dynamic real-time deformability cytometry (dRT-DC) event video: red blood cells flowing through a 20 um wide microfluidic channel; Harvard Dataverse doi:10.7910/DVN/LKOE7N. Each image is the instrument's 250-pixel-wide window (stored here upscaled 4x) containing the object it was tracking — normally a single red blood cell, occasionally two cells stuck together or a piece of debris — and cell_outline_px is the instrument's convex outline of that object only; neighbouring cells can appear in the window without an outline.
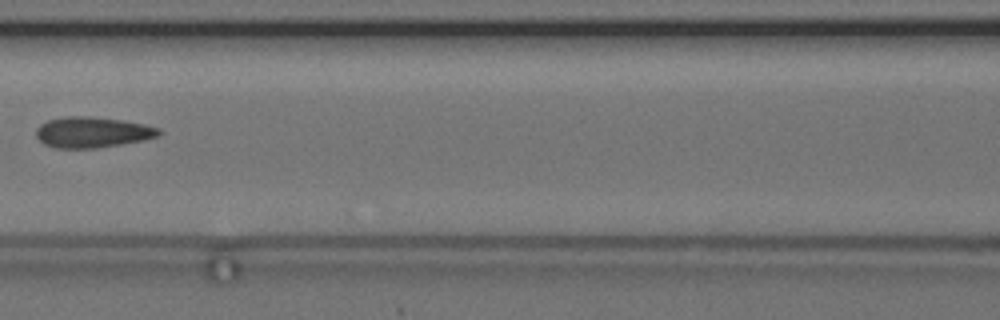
{"species": "common noctule bat (a hibernating species)", "species_latin": "Nyctalus noctula", "temperature_condition": "cold", "stored_images_in_passage": 7, "camera_frame_rate_fps": 3000, "um_per_image_px": 0.085, "animal": {"sex": "female", "body_mass_g": 24.6, "forearm_length_mm": 56.2}, "frame": {"image": 1, "passage_image": 7, "time_ms": 7.667, "image_size_px": [1000, 320], "cell_outline_px": [[164, 132], [160, 136], [144, 140], [96, 148], [56, 148], [44, 144], [36, 136], [36, 128], [40, 124], [48, 120], [68, 116], [88, 116], [120, 120], [144, 124], [160, 128]], "centroid_in_image_um": [7.88, 11.24], "position_along_channel_um": 158.7, "area_um2": 22.02}}